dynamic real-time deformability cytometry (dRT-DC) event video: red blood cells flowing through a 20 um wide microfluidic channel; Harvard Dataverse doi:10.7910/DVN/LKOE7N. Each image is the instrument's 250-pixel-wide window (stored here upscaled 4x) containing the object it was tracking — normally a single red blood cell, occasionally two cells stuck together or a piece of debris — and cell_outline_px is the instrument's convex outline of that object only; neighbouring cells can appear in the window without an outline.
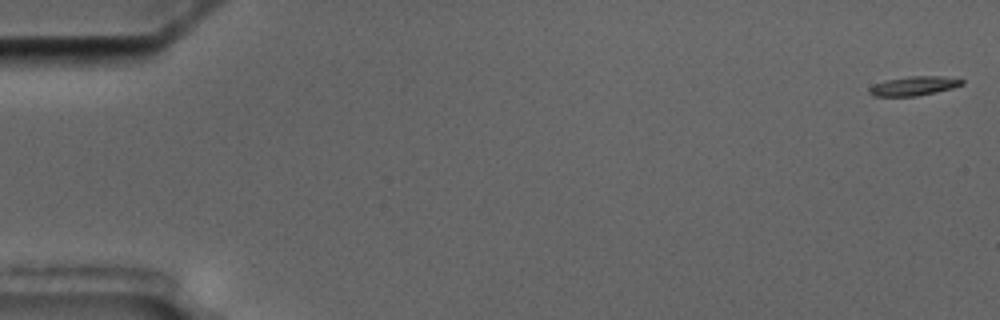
{"species": "common noctule bat (a hibernating species)", "species_latin": "Nyctalus noctula", "temperature_condition": "cold", "stored_images_in_passage": 9, "camera_frame_rate_fps": 3000, "um_per_image_px": 0.085, "animal": {"sex": "male", "body_mass_g": 17.5, "forearm_length_mm": 52.3}, "frame": {"image": 1, "passage_image": 1, "time_ms": 0.0, "image_size_px": [1000, 320], "cell_outline_px": [[964, 84], [952, 88], [936, 92], [916, 96], [872, 96], [868, 92], [868, 88], [884, 80], [908, 76], [944, 76], [964, 80]], "centroid_in_image_um": [77.67, 7.3], "position_along_channel_um": 7.3, "area_um2": 10.4}}
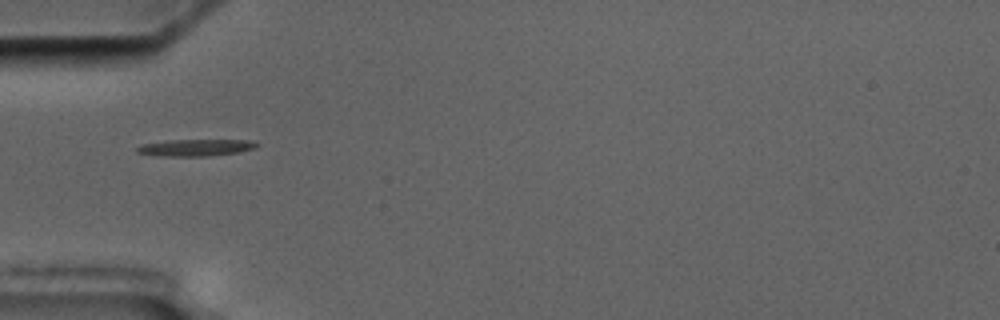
{"frame": {"image": 2, "passage_image": 6, "time_ms": 6.0, "image_size_px": [1000, 320], "cell_outline_px": [[260, 144], [256, 148], [236, 152], [208, 156], [156, 156], [136, 152], [136, 148], [140, 144], [168, 140], [256, 140]], "centroid_in_image_um": [16.62, 12.54], "position_along_channel_um": 68.4, "area_um2": 11.85}}